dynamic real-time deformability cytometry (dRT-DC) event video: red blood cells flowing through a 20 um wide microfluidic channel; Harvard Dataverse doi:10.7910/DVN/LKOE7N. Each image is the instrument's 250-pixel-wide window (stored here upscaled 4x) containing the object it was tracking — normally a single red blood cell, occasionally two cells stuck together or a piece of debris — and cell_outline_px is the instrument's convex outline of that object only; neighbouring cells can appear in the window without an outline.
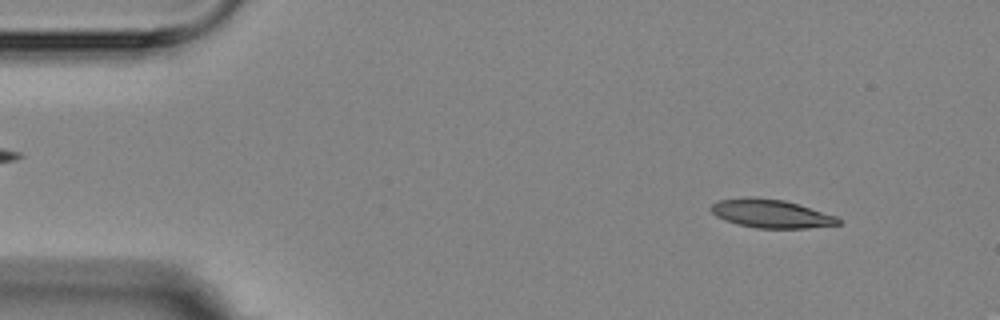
{"species": "Egyptian fruit bat (a non-hibernating species)", "species_latin": "Rousettus aegyptiacus", "temperature_condition": "room temperature", "stored_images_in_passage": 3, "segment_of_instrument_passage": [2, 2], "camera_frame_rate_fps": 3000, "um_per_image_px": 0.085, "animal": {"sex": "female"}, "frame": {"image": 1, "passage_image": 3, "time_ms": 3.333, "image_size_px": [1000, 320], "cell_outline_px": [[840, 224], [808, 228], [756, 228], [736, 224], [724, 220], [716, 216], [708, 208], [716, 200], [748, 196], [784, 200], [800, 204], [836, 216], [840, 220]], "centroid_in_image_um": [65.49, 18.15], "position_along_channel_um": 19.5, "area_um2": 21.33}}